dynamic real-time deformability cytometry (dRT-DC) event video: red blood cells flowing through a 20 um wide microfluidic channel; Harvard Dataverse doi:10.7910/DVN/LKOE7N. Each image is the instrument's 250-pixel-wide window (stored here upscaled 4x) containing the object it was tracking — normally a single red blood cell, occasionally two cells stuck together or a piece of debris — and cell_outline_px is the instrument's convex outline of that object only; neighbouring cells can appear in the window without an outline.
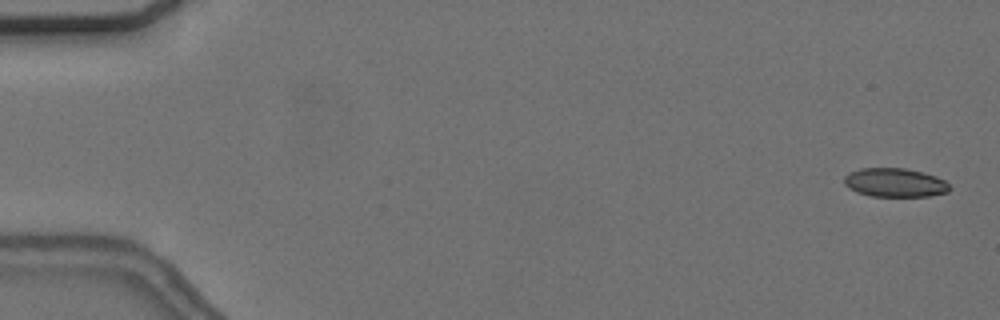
{"species": "common noctule bat (a hibernating species)", "species_latin": "Nyctalus noctula", "temperature_condition": "cold", "stored_images_in_passage": 9, "camera_frame_rate_fps": 3000, "um_per_image_px": 0.085, "animal": {"sex": "female", "body_mass_g": 24.6, "forearm_length_mm": 56.2}, "frame": {"image": 1, "passage_image": 2, "time_ms": 0.333, "image_size_px": [1000, 320], "cell_outline_px": [[952, 188], [948, 192], [928, 196], [868, 196], [856, 192], [848, 188], [844, 184], [844, 176], [848, 172], [860, 168], [904, 168], [924, 172], [936, 176], [944, 180]], "centroid_in_image_um": [76.04, 15.52], "position_along_channel_um": 9.0, "area_um2": 17.92}}